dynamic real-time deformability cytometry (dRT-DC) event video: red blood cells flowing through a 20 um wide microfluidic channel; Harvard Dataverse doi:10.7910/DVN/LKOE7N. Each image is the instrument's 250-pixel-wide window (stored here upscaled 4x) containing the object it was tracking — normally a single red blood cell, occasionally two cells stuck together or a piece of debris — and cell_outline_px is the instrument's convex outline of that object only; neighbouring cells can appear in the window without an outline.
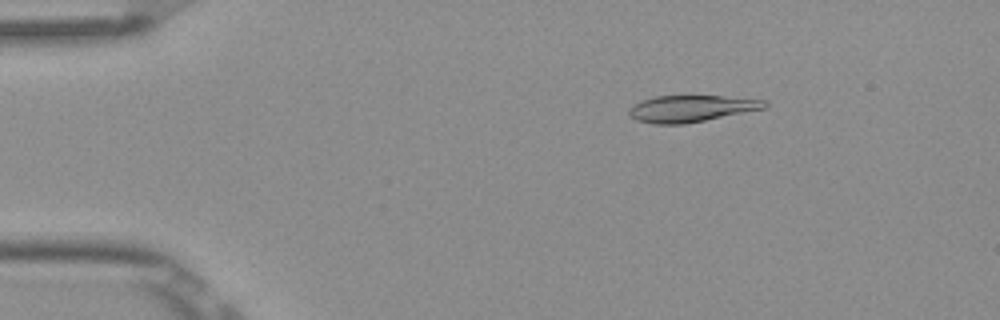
{"species": "Egyptian fruit bat (a non-hibernating species)", "species_latin": "Rousettus aegyptiacus", "temperature_condition": "room temperature", "stored_images_in_passage": 5, "camera_frame_rate_fps": 3000, "um_per_image_px": 0.085, "frame": {"image": 1, "passage_image": 3, "time_ms": 0.667, "image_size_px": [1000, 320], "cell_outline_px": [[768, 104], [764, 108], [684, 124], [652, 124], [636, 120], [628, 112], [628, 108], [644, 100], [656, 96], [688, 92], [768, 100]], "centroid_in_image_um": [58.76, 9.17], "position_along_channel_um": 26.2, "area_um2": 21.85}}
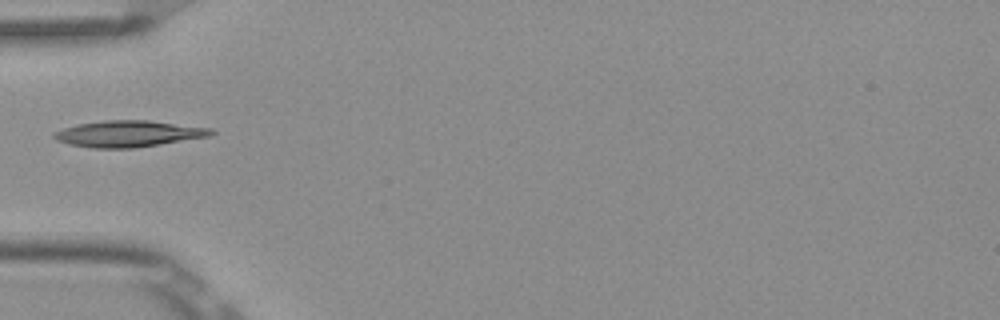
{"frame": {"image": 2, "passage_image": 5, "time_ms": 1.333, "image_size_px": [1000, 320], "cell_outline_px": [[216, 132], [212, 136], [160, 144], [132, 148], [92, 148], [72, 144], [56, 140], [52, 136], [56, 132], [64, 128], [76, 124], [104, 120], [148, 120], [212, 128]], "centroid_in_image_um": [10.97, 11.36], "position_along_channel_um": 74.0, "area_um2": 24.04}}